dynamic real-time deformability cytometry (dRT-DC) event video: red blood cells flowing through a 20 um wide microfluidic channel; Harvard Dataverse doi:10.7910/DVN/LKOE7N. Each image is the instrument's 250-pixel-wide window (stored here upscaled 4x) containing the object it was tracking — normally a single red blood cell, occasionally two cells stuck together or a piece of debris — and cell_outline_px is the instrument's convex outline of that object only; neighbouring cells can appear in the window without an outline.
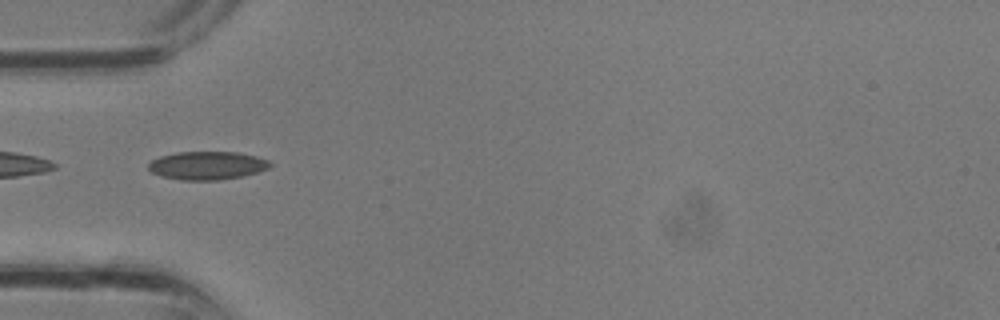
{"species": "common noctule bat (a hibernating species)", "species_latin": "Nyctalus noctula", "temperature_condition": "room temperature", "stored_images_in_passage": 2, "camera_frame_rate_fps": 3000, "um_per_image_px": 0.085, "animal": {"sex": "male", "body_mass_g": 13.3}, "frame": {"image": 1, "passage_image": 2, "time_ms": 0.333, "image_size_px": [1000, 320], "cell_outline_px": [[272, 164], [268, 168], [256, 172], [240, 176], [216, 180], [180, 180], [160, 176], [152, 172], [148, 168], [148, 164], [152, 160], [160, 156], [176, 152], [236, 152], [256, 156], [268, 160]], "centroid_in_image_um": [17.57, 14.06], "position_along_channel_um": 67.4, "area_um2": 19.88}}